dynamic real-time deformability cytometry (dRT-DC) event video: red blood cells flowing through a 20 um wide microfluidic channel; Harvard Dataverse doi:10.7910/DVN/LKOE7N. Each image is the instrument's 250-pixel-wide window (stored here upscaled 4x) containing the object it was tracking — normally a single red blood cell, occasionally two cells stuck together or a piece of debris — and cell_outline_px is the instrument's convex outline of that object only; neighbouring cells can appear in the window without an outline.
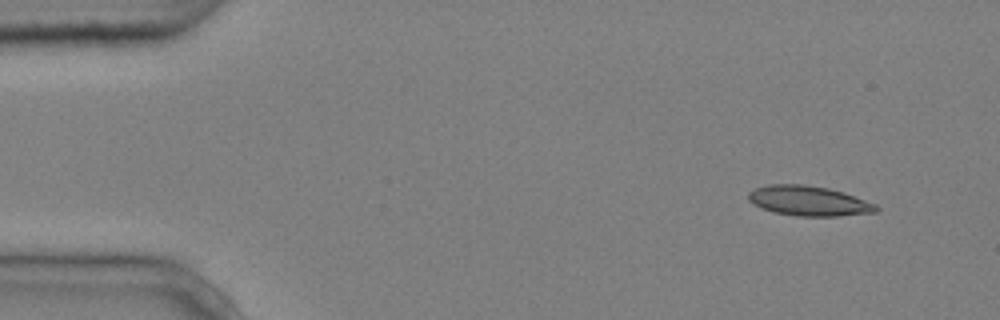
{"species": "common noctule bat (a hibernating species)", "species_latin": "Nyctalus noctula", "temperature_condition": "cold", "stored_images_in_passage": 4, "camera_frame_rate_fps": 3000, "um_per_image_px": 0.085, "animal": {"sex": "male", "body_mass_g": 20.4}, "frame": {"image": 1, "passage_image": 1, "time_ms": 0.0, "image_size_px": [1000, 320], "cell_outline_px": [[880, 208], [876, 212], [840, 216], [796, 216], [772, 212], [760, 208], [748, 200], [748, 192], [756, 188], [768, 184], [804, 184], [828, 188], [844, 192], [876, 204]], "centroid_in_image_um": [68.73, 17.08], "position_along_channel_um": 16.3, "area_um2": 22.48}}
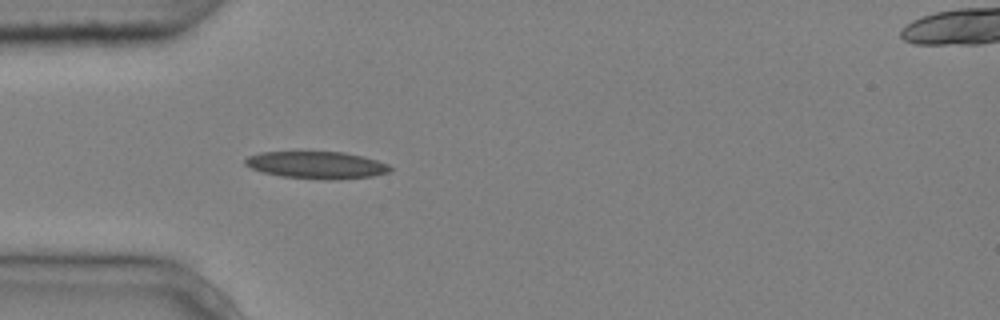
{"frame": {"image": 2, "passage_image": 4, "time_ms": 1.0, "image_size_px": [1000, 320], "cell_outline_px": [[392, 168], [388, 172], [372, 176], [336, 180], [324, 180], [280, 176], [264, 172], [252, 168], [244, 164], [244, 160], [248, 156], [260, 152], [344, 152], [364, 156], [388, 164]], "centroid_in_image_um": [26.92, 14.03], "position_along_channel_um": 58.1, "area_um2": 23.0}}